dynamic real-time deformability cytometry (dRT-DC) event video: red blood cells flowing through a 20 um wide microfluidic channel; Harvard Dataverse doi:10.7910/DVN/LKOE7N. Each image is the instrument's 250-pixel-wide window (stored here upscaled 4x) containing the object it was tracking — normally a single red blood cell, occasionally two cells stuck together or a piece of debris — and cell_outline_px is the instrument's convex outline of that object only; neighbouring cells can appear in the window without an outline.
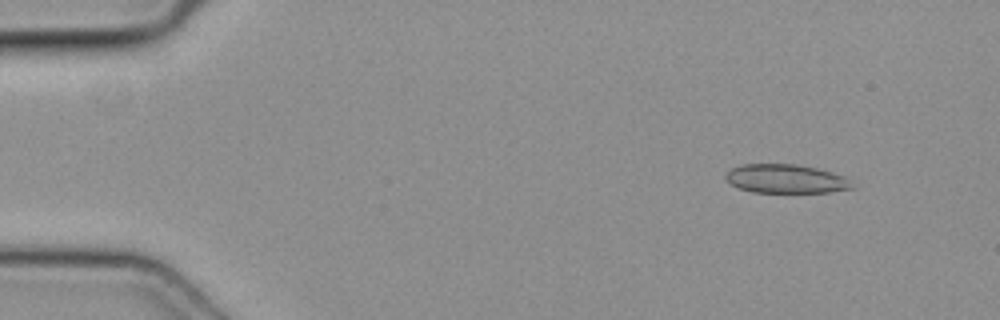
{"species": "common noctule bat (a hibernating species)", "species_latin": "Nyctalus noctula", "temperature_condition": "cold", "stored_images_in_passage": 50, "camera_frame_rate_fps": 3000, "um_per_image_px": 0.085, "animal": {"sex": "female", "body_mass_g": 19.3, "forearm_length_mm": 54.1}, "frame": {"image": 1, "passage_image": 6, "time_ms": 1.667, "image_size_px": [1000, 320], "cell_outline_px": [[856, 188], [828, 192], [752, 192], [740, 188], [732, 184], [724, 176], [732, 168], [740, 164], [796, 164], [816, 168], [832, 172], [844, 176]], "centroid_in_image_um": [66.81, 15.19], "position_along_channel_um": 18.2, "area_um2": 21.1}}
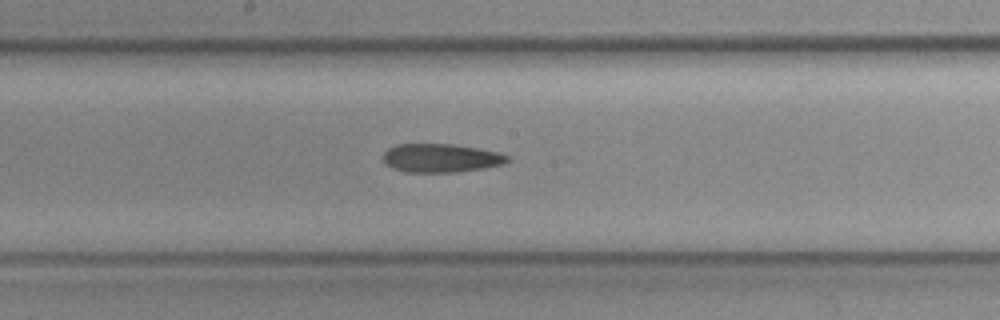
{"frame": {"image": 2, "passage_image": 27, "time_ms": 8.667, "image_size_px": [1000, 320], "cell_outline_px": [[512, 160], [504, 164], [484, 168], [456, 172], [404, 172], [392, 168], [384, 160], [384, 152], [388, 148], [396, 144], [452, 144], [480, 148], [500, 152], [508, 156]], "centroid_in_image_um": [37.53, 13.43], "position_along_channel_um": 210.7, "area_um2": 20.87}}
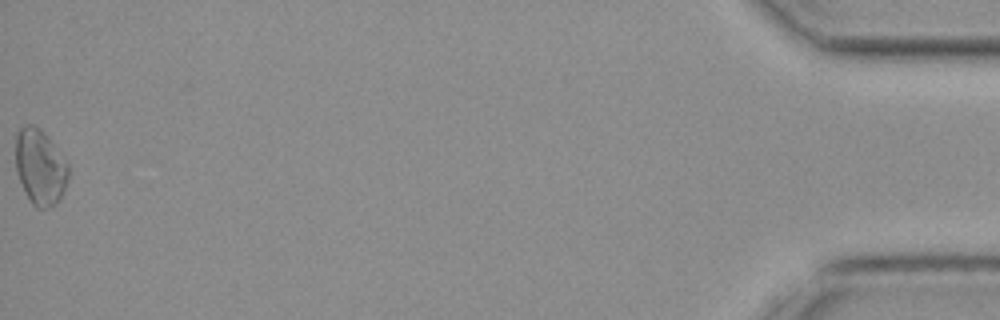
{"frame": {"image": 3, "passage_image": 50, "time_ms": 16.333, "image_size_px": [1000, 320], "cell_outline_px": [[68, 180], [60, 200], [56, 204], [48, 208], [36, 208], [32, 204], [16, 172], [16, 136], [20, 128], [28, 124], [32, 124], [52, 144], [68, 164]], "centroid_in_image_um": [3.41, 14.26], "position_along_channel_um": 431.8, "area_um2": 22.6}}